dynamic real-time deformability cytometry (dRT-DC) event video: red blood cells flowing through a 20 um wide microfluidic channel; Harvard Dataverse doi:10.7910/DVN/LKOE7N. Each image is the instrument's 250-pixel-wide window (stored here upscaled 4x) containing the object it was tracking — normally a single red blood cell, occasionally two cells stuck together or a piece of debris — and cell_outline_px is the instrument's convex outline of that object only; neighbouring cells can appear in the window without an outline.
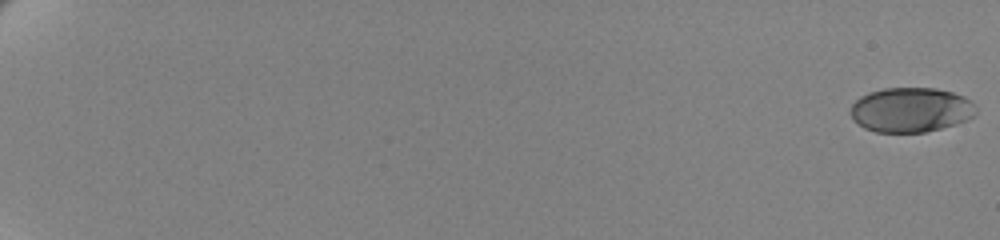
{"species": "human", "species_latin": "Homo sapiens", "temperature_condition": "cold", "stored_images_in_passage": 63, "camera_frame_rate_fps": 3000, "um_per_image_px": 0.085, "donor": {"sex": "female"}, "frame": {"image": 1, "passage_image": 1, "time_ms": 0.0, "image_size_px": [1000, 240], "cell_outline_px": [[976, 116], [968, 120], [956, 124], [924, 132], [876, 132], [864, 128], [852, 120], [848, 112], [852, 104], [860, 96], [868, 92], [884, 88], [936, 88], [952, 92], [964, 96], [976, 108]], "centroid_in_image_um": [77.39, 9.34], "position_along_channel_um": 7.6, "area_um2": 32.95}}
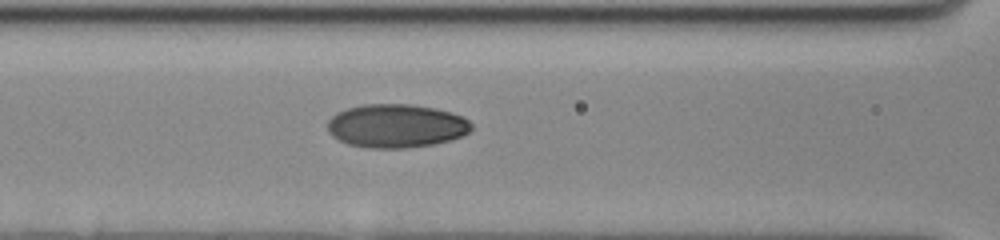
{"frame": {"image": 2, "passage_image": 32, "time_ms": 10.333, "image_size_px": [1000, 240], "cell_outline_px": [[472, 128], [468, 132], [452, 140], [432, 144], [404, 148], [368, 148], [348, 144], [332, 136], [328, 132], [328, 120], [336, 112], [348, 108], [364, 104], [412, 104], [452, 112], [464, 116], [472, 124]], "centroid_in_image_um": [33.68, 10.7], "position_along_channel_um": 132.9, "area_um2": 36.59}}
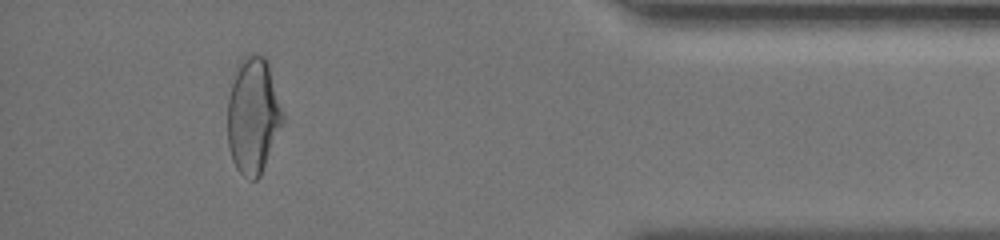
{"frame": {"image": 3, "passage_image": 59, "time_ms": 19.333, "image_size_px": [1000, 240], "cell_outline_px": [[284, 120], [260, 176], [256, 180], [248, 180], [236, 168], [232, 160], [228, 144], [228, 100], [232, 72], [236, 64], [244, 56], [252, 52], [264, 56], [268, 60], [284, 112]], "centroid_in_image_um": [21.51, 9.76], "position_along_channel_um": 413.7, "area_um2": 38.09}, "authors_computed_cell_mechanics": {"area_um2": 34.7956, "velocity_mm_per_s": 3.4636, "shape_relaxation_time_tau1_ms": 4.5989, "shape_relaxation_time_tau2_ms": 1.5816, "deformation_change_tau1": 0.1482, "deformation_change_tau2": 0.0452}}